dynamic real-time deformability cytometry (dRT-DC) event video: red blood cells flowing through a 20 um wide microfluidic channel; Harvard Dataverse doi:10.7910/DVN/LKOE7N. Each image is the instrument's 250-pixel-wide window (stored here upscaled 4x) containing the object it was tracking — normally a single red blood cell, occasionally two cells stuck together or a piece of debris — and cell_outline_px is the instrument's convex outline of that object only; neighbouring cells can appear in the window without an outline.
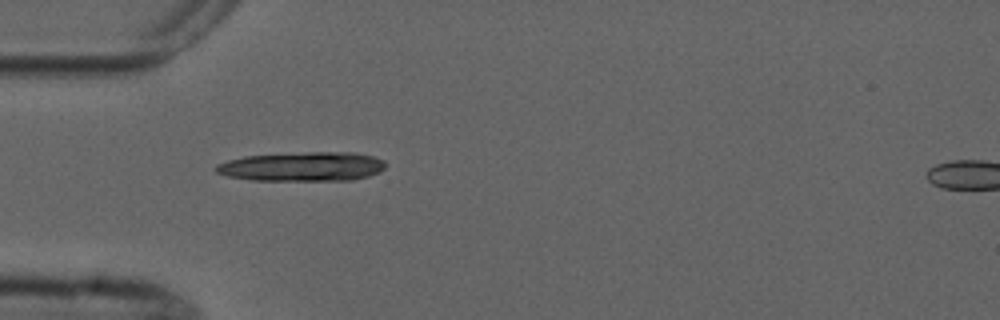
{"species": "common noctule bat (a hibernating species)", "species_latin": "Nyctalus noctula", "temperature_condition": "cold", "stored_images_in_passage": 2, "segment_of_instrument_passage": [1, 2], "camera_frame_rate_fps": 3000, "um_per_image_px": 0.085, "animal": {"sex": "male", "forearm_length_mm": 52.5}, "frame": {"image": 1, "passage_image": 1, "time_ms": 0.0, "image_size_px": [1000, 320], "cell_outline_px": [[384, 168], [380, 172], [368, 176], [352, 180], [252, 180], [228, 176], [216, 172], [212, 168], [216, 164], [228, 160], [244, 156], [308, 152], [352, 152], [372, 156], [384, 160]], "centroid_in_image_um": [25.68, 14.16], "position_along_channel_um": 59.3, "area_um2": 28.9}}